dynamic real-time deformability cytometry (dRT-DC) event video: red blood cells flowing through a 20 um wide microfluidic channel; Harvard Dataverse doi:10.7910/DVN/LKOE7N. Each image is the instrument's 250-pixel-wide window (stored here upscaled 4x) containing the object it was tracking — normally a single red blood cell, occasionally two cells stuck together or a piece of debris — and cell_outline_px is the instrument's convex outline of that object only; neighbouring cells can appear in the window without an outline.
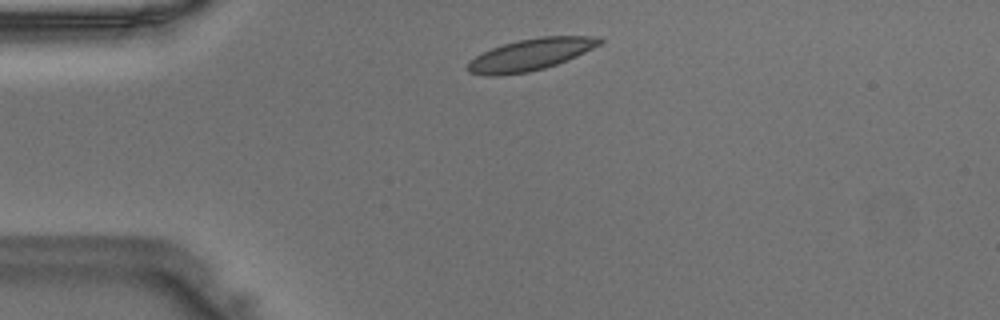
{"species": "Egyptian fruit bat (a non-hibernating species)", "species_latin": "Rousettus aegyptiacus", "temperature_condition": "warm", "stored_images_in_passage": 39, "camera_frame_rate_fps": 3000, "um_per_image_px": 0.085, "animal": {"sex": "male"}, "frame": {"image": 1, "passage_image": 3, "time_ms": 0.667, "image_size_px": [1000, 320], "cell_outline_px": [[604, 40], [600, 44], [576, 56], [556, 64], [544, 68], [528, 72], [500, 76], [484, 76], [468, 72], [464, 68], [468, 60], [492, 48], [516, 40], [540, 36], [600, 36]], "centroid_in_image_um": [45.03, 4.65], "position_along_channel_um": 40.0, "area_um2": 24.57}}
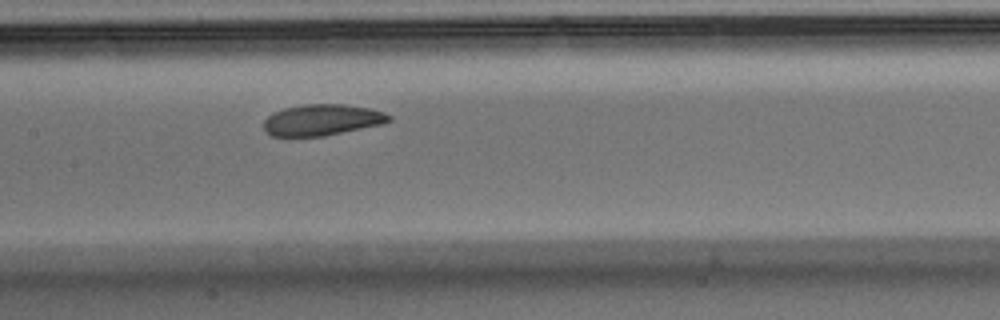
{"frame": {"image": 2, "passage_image": 15, "time_ms": 4.667, "image_size_px": [1000, 320], "cell_outline_px": [[392, 120], [384, 124], [324, 136], [272, 136], [264, 128], [264, 120], [272, 112], [284, 108], [304, 104], [344, 104], [368, 108], [384, 112], [392, 116]], "centroid_in_image_um": [27.4, 10.19], "position_along_channel_um": 180.0, "area_um2": 22.83}}
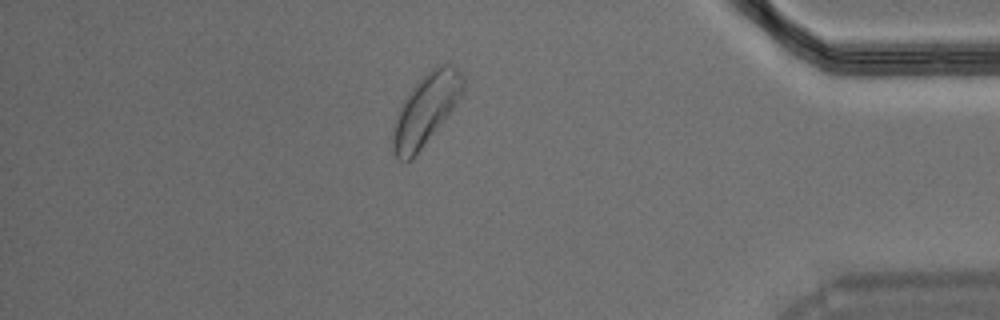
{"frame": {"image": 3, "passage_image": 33, "time_ms": 10.667, "image_size_px": [1000, 320], "cell_outline_px": [[464, 88], [456, 104], [412, 160], [400, 160], [396, 156], [392, 148], [392, 132], [396, 112], [412, 88], [436, 64], [448, 64], [456, 68], [460, 72], [464, 80]], "centroid_in_image_um": [36.17, 9.32], "position_along_channel_um": 399.0, "area_um2": 28.5}}